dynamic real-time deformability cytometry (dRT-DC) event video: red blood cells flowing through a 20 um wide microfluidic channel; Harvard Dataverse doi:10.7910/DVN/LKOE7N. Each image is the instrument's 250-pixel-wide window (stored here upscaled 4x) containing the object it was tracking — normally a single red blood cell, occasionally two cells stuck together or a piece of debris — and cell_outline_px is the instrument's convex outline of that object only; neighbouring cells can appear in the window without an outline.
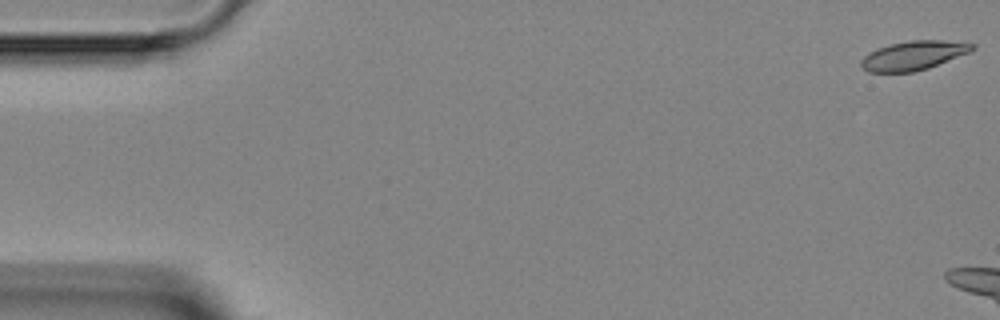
{"species": "Egyptian fruit bat (a non-hibernating species)", "species_latin": "Rousettus aegyptiacus", "temperature_condition": "room temperature", "stored_images_in_passage": 4, "camera_frame_rate_fps": 3000, "um_per_image_px": 0.085, "animal": {"sex": "female"}, "frame": {"image": 1, "passage_image": 1, "time_ms": 0.0, "image_size_px": [1000, 320], "cell_outline_px": [[976, 48], [968, 52], [928, 68], [912, 72], [868, 72], [860, 64], [860, 60], [868, 52], [892, 44], [908, 40], [940, 40], [976, 44]], "centroid_in_image_um": [77.62, 4.71], "position_along_channel_um": 7.4, "area_um2": 18.55}}